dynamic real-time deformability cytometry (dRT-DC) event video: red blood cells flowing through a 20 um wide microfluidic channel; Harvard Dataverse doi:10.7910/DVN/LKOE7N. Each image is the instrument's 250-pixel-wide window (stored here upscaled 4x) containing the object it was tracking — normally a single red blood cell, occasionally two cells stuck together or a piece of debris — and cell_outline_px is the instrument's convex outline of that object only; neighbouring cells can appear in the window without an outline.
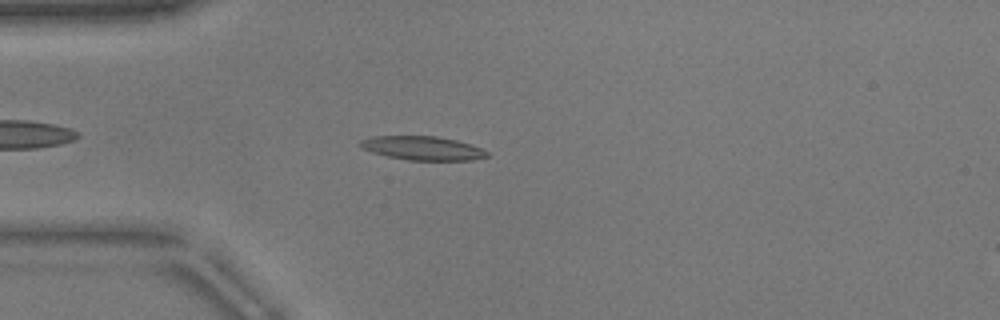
{"species": "common noctule bat (a hibernating species)", "species_latin": "Nyctalus noctula", "temperature_condition": "warm", "stored_images_in_passage": 37, "camera_frame_rate_fps": 3000, "um_per_image_px": 0.085, "animal": {"sex": "male", "body_mass_g": 17.9}, "frame": {"image": 1, "passage_image": 6, "time_ms": 1.667, "image_size_px": [1000, 320], "cell_outline_px": [[488, 156], [472, 160], [408, 160], [388, 156], [372, 152], [360, 148], [360, 140], [372, 136], [436, 136], [456, 140], [480, 148], [488, 152]], "centroid_in_image_um": [35.88, 12.59], "position_along_channel_um": 49.1, "area_um2": 17.46}}
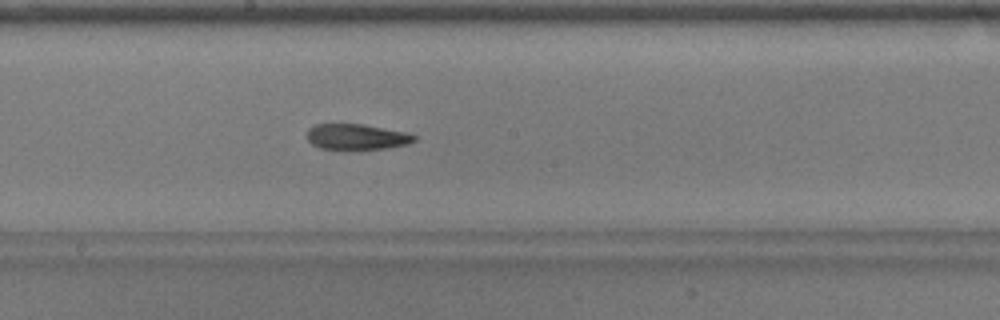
{"frame": {"image": 2, "passage_image": 20, "time_ms": 6.333, "image_size_px": [1000, 320], "cell_outline_px": [[416, 140], [408, 144], [384, 148], [320, 148], [312, 144], [308, 140], [308, 128], [316, 124], [364, 124], [408, 132], [416, 136]], "centroid_in_image_um": [30.34, 11.6], "position_along_channel_um": 217.9, "area_um2": 15.78}}
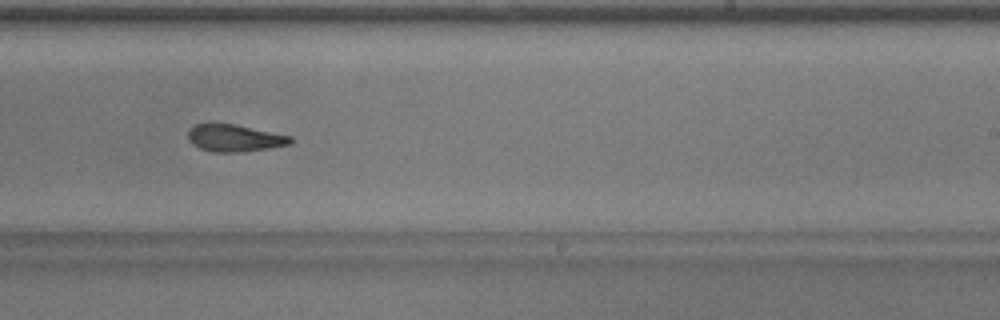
{"frame": {"image": 3, "passage_image": 24, "time_ms": 7.667, "image_size_px": [1000, 320], "cell_outline_px": [[292, 144], [268, 148], [240, 152], [212, 152], [200, 148], [192, 144], [188, 140], [188, 132], [196, 124], [208, 120], [232, 124], [292, 136]], "centroid_in_image_um": [19.88, 11.71], "position_along_channel_um": 269.1, "area_um2": 16.47}, "authors_computed_cell_mechanics": {"area_um2": 16.5886, "velocity_mm_per_s": 3.8478, "shape_relaxation_time_tau1_ms": null, "shape_relaxation_time_tau2_ms": 3.6994, "deformation_change_tau1": null, "deformation_change_tau2": 0.1179}}